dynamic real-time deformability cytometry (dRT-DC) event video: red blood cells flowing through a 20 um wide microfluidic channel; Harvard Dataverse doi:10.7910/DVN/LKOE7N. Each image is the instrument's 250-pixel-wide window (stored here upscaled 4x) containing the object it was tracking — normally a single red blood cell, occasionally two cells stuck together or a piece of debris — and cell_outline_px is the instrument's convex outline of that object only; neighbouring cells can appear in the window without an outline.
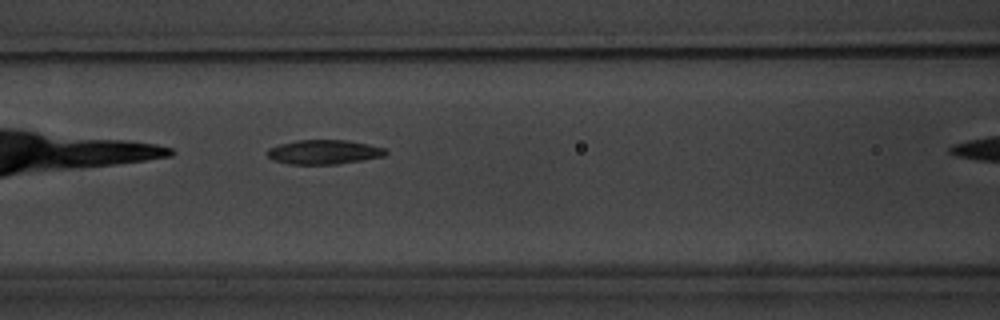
{"species": "common noctule bat (a hibernating species)", "species_latin": "Nyctalus noctula", "temperature_condition": "warm", "stored_images_in_passage": 7, "camera_frame_rate_fps": 3000, "um_per_image_px": 0.085, "animal": {"sex": "male", "body_mass_g": 20.1, "forearm_length_mm": 53.5}, "frame": {"image": 1, "passage_image": 3, "time_ms": 2.333, "image_size_px": [1000, 320], "cell_outline_px": [[388, 152], [384, 156], [336, 164], [288, 164], [272, 160], [268, 156], [268, 148], [280, 144], [296, 140], [348, 140], [368, 144], [384, 148]], "centroid_in_image_um": [27.51, 12.92], "position_along_channel_um": 139.1, "area_um2": 16.7}}